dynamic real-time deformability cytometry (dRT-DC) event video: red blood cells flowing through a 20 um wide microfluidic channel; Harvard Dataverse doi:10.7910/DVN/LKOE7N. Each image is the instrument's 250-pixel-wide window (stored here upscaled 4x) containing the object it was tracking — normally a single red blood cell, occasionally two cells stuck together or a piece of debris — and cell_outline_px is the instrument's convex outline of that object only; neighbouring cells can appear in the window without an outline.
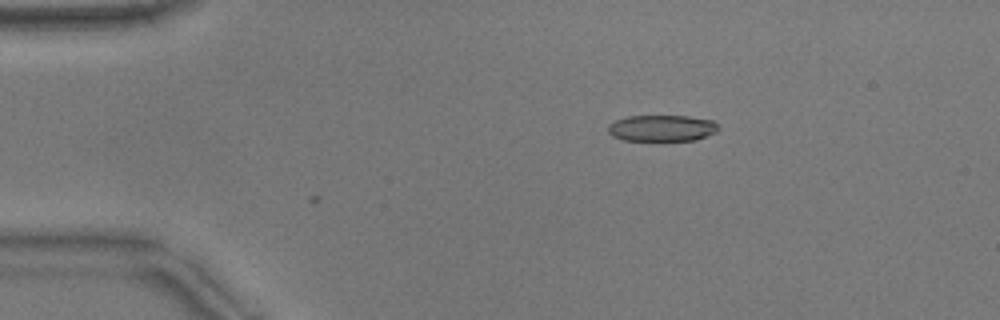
{"species": "common noctule bat (a hibernating species)", "species_latin": "Nyctalus noctula", "temperature_condition": "warm", "stored_images_in_passage": 7, "camera_frame_rate_fps": 3000, "um_per_image_px": 0.085, "animal": {"sex": "male", "body_mass_g": 17.9}, "frame": {"image": 1, "passage_image": 7, "time_ms": 2.0, "image_size_px": [1000, 320], "cell_outline_px": [[720, 128], [716, 132], [696, 140], [624, 140], [612, 136], [608, 132], [608, 124], [616, 120], [628, 116], [688, 116], [712, 120]], "centroid_in_image_um": [56.26, 10.89], "position_along_channel_um": 28.7, "area_um2": 16.88}}